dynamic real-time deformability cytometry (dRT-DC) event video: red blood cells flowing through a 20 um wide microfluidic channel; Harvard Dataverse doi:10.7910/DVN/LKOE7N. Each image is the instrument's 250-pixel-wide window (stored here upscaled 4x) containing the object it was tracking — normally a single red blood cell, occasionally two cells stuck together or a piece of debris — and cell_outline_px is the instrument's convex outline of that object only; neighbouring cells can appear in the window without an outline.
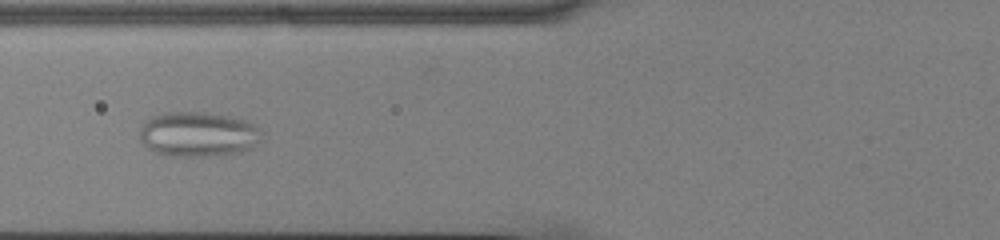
{"species": "common noctule bat (a hibernating species)", "species_latin": "Nyctalus noctula", "temperature_condition": "cold", "stored_images_in_passage": 37, "camera_frame_rate_fps": 3000, "um_per_image_px": 0.085, "animal": {"sex": "male", "body_mass_g": 13.0, "forearm_length_mm": 53.1}, "frame": {"image": 1, "passage_image": 4, "time_ms": 1.0, "image_size_px": [1000, 240], "cell_outline_px": [[260, 140], [252, 148], [240, 152], [208, 156], [168, 156], [156, 152], [148, 148], [140, 140], [140, 128], [144, 120], [160, 112], [204, 112], [228, 116], [244, 120], [260, 128]], "centroid_in_image_um": [16.8, 11.4], "position_along_channel_um": 109.0, "area_um2": 32.02}}
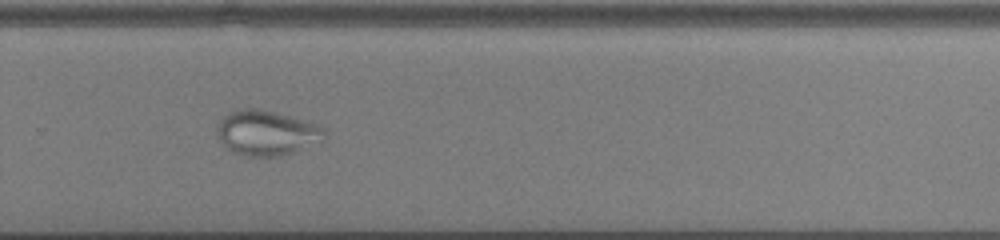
{"frame": {"image": 2, "passage_image": 20, "time_ms": 6.333, "image_size_px": [1000, 240], "cell_outline_px": [[328, 136], [324, 140], [292, 152], [280, 156], [244, 156], [232, 152], [220, 140], [216, 128], [216, 124], [228, 112], [244, 108], [260, 108], [276, 112], [320, 124], [324, 128]], "centroid_in_image_um": [22.68, 11.28], "position_along_channel_um": 307.1, "area_um2": 28.44}}
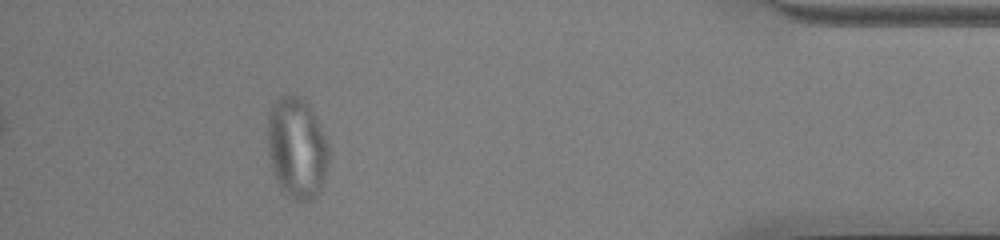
{"frame": {"image": 3, "passage_image": 32, "time_ms": 10.333, "image_size_px": [1000, 240], "cell_outline_px": [[328, 164], [320, 192], [316, 196], [308, 200], [292, 200], [284, 196], [272, 172], [268, 156], [268, 112], [272, 104], [284, 92], [304, 96], [316, 116], [320, 124], [328, 144]], "centroid_in_image_um": [25.21, 12.54], "position_along_channel_um": 410.0, "area_um2": 36.99}}